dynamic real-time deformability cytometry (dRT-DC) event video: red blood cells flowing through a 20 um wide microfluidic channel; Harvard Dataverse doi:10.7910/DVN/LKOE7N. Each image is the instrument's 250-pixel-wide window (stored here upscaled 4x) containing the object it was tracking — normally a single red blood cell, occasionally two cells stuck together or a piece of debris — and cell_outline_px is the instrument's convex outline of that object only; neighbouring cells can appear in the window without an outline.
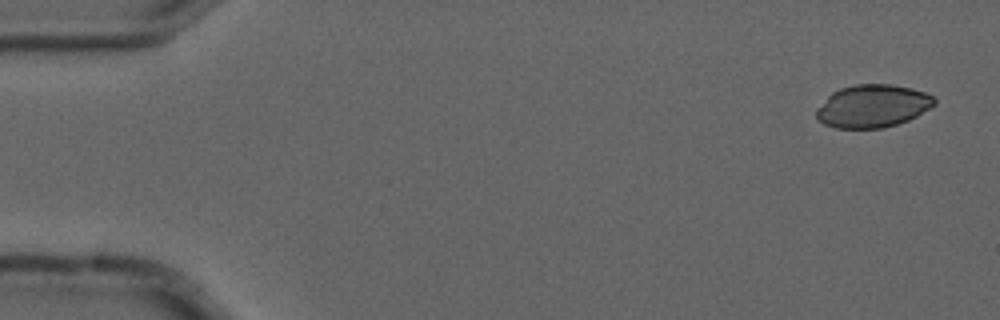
{"species": "common noctule bat (a hibernating species)", "species_latin": "Nyctalus noctula", "temperature_condition": "cold", "stored_images_in_passage": 6, "camera_frame_rate_fps": 3000, "um_per_image_px": 0.085, "animal": {"sex": "male", "forearm_length_mm": 52.5}, "frame": {"image": 1, "passage_image": 1, "time_ms": 0.0, "image_size_px": [1000, 320], "cell_outline_px": [[936, 104], [916, 116], [908, 120], [884, 128], [836, 128], [824, 124], [816, 120], [816, 108], [832, 92], [840, 88], [856, 84], [888, 84], [912, 88], [924, 92], [932, 96], [936, 100]], "centroid_in_image_um": [74.15, 9.02], "position_along_channel_um": 10.9, "area_um2": 29.48}}